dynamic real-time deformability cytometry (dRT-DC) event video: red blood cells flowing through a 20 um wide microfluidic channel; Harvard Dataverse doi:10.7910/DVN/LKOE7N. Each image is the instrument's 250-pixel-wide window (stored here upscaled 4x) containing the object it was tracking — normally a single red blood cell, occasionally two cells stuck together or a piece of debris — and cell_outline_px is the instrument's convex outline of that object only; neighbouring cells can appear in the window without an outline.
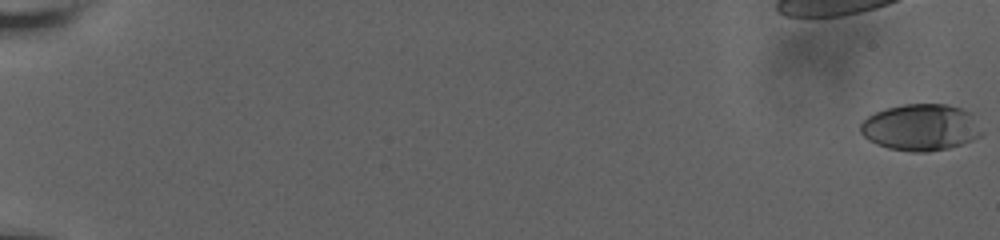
{"species": "human", "species_latin": "Homo sapiens", "temperature_condition": "room temperature", "stored_images_in_passage": 49, "camera_frame_rate_fps": 3000, "um_per_image_px": 0.085, "donor": {"sex": "male"}, "frame": {"image": 1, "passage_image": 1, "time_ms": 0.0, "image_size_px": [1000, 240], "cell_outline_px": [[984, 132], [980, 136], [972, 140], [948, 148], [928, 152], [912, 152], [888, 148], [876, 144], [868, 140], [860, 132], [860, 124], [868, 116], [884, 108], [904, 104], [948, 104], [972, 112]], "centroid_in_image_um": [78.28, 10.82], "position_along_channel_um": 6.7, "area_um2": 33.23}}
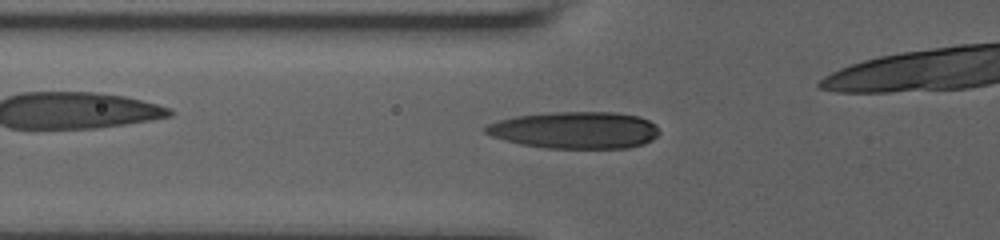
{"frame": {"image": 2, "passage_image": 45, "time_ms": 8.333, "image_size_px": [1000, 240], "cell_outline_px": [[660, 132], [652, 140], [644, 144], [628, 148], [544, 148], [520, 144], [504, 140], [492, 136], [484, 132], [484, 128], [488, 124], [500, 120], [516, 116], [556, 112], [616, 112], [640, 116], [656, 124]], "centroid_in_image_um": [48.91, 11.06], "position_along_channel_um": 76.9, "area_um2": 37.51}}